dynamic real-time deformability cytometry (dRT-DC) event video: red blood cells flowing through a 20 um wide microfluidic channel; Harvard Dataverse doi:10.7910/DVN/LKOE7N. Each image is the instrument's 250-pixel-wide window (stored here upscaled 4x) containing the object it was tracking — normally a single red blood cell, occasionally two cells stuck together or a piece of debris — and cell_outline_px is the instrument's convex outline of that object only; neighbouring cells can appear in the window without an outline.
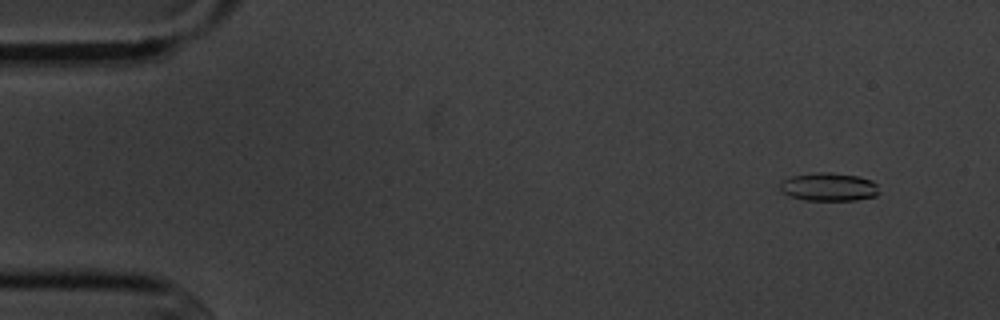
{"species": "common noctule bat (a hibernating species)", "species_latin": "Nyctalus noctula", "temperature_condition": "cold", "stored_images_in_passage": 8, "camera_frame_rate_fps": 3000, "um_per_image_px": 0.085, "animal": {"sex": "male", "body_mass_g": 20.1, "forearm_length_mm": 53.5}, "frame": {"image": 1, "passage_image": 2, "time_ms": 1.333, "image_size_px": [1000, 320], "cell_outline_px": [[880, 192], [876, 196], [856, 200], [804, 200], [788, 196], [780, 192], [780, 180], [792, 176], [816, 172], [832, 172], [856, 176], [872, 180], [876, 184]], "centroid_in_image_um": [70.41, 15.89], "position_along_channel_um": 14.6, "area_um2": 16.53}}
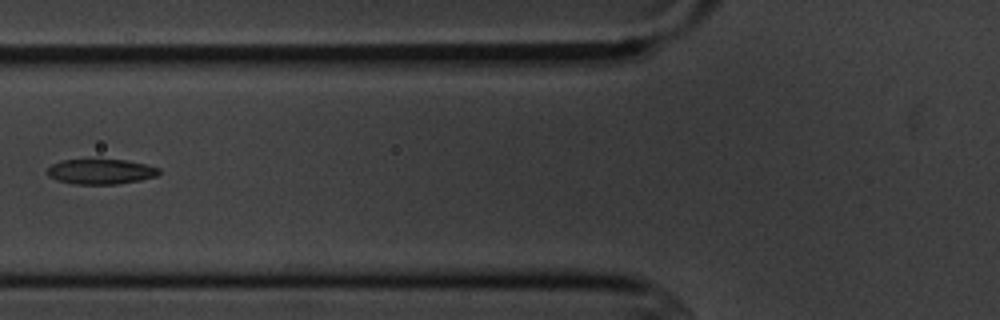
{"frame": {"image": 2, "passage_image": 7, "time_ms": 7.0, "image_size_px": [1000, 320], "cell_outline_px": [[160, 172], [156, 176], [140, 180], [116, 184], [76, 184], [56, 180], [48, 176], [44, 172], [52, 164], [64, 160], [128, 160], [160, 168]], "centroid_in_image_um": [8.54, 14.59], "position_along_channel_um": 117.3, "area_um2": 16.3}}
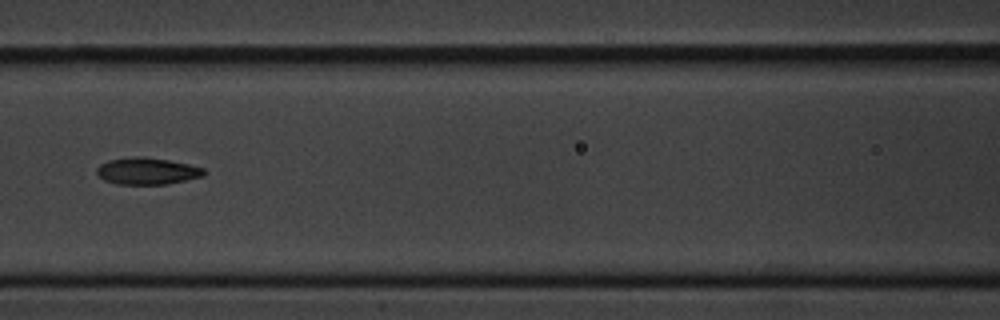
{"frame": {"image": 3, "passage_image": 8, "time_ms": 8.0, "image_size_px": [1000, 320], "cell_outline_px": [[204, 176], [168, 184], [116, 184], [104, 180], [96, 172], [96, 168], [100, 164], [108, 160], [136, 156], [144, 156], [168, 160], [188, 164], [204, 168]], "centroid_in_image_um": [12.49, 14.54], "position_along_channel_um": 154.1, "area_um2": 16.76}}